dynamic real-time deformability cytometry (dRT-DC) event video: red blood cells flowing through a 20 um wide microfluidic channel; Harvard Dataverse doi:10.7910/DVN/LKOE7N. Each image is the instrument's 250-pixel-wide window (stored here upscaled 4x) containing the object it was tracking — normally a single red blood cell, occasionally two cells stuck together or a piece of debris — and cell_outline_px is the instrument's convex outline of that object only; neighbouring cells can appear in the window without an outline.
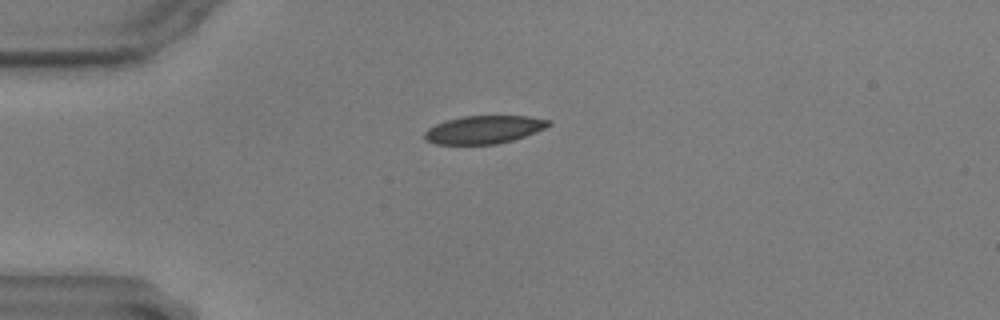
{"species": "common noctule bat (a hibernating species)", "species_latin": "Nyctalus noctula", "temperature_condition": "warm", "stored_images_in_passage": 47, "camera_frame_rate_fps": 3000, "um_per_image_px": 0.085, "animal": {"sex": "male", "body_mass_g": 17.9, "forearm_length_mm": 54.2}, "frame": {"image": 1, "passage_image": 4, "time_ms": 1.0, "image_size_px": [1000, 320], "cell_outline_px": [[552, 124], [536, 132], [512, 140], [496, 144], [436, 144], [424, 140], [424, 132], [428, 128], [436, 124], [448, 120], [464, 116], [528, 116], [552, 120]], "centroid_in_image_um": [41.14, 11.01], "position_along_channel_um": 43.9, "area_um2": 20.17}}
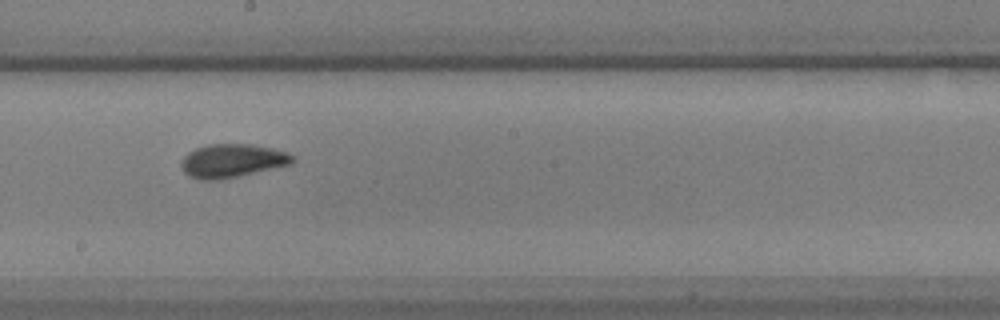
{"frame": {"image": 2, "passage_image": 22, "time_ms": 7.0, "image_size_px": [1000, 320], "cell_outline_px": [[296, 160], [292, 164], [236, 176], [216, 180], [200, 180], [188, 176], [184, 172], [180, 164], [184, 156], [188, 152], [196, 148], [208, 144], [252, 144], [272, 148], [288, 152], [296, 156]], "centroid_in_image_um": [19.75, 13.65], "position_along_channel_um": 228.5, "area_um2": 21.79}}
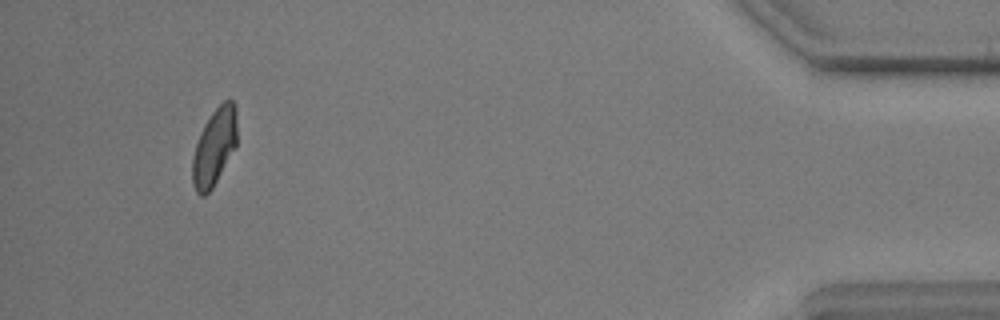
{"frame": {"image": 3, "passage_image": 44, "time_ms": 14.333, "image_size_px": [1000, 320], "cell_outline_px": [[236, 144], [212, 188], [204, 196], [200, 196], [196, 192], [192, 184], [192, 156], [200, 132], [204, 124], [212, 112], [224, 100], [232, 100], [236, 108]], "centroid_in_image_um": [18.19, 12.49], "position_along_channel_um": 417.0, "area_um2": 19.77}}